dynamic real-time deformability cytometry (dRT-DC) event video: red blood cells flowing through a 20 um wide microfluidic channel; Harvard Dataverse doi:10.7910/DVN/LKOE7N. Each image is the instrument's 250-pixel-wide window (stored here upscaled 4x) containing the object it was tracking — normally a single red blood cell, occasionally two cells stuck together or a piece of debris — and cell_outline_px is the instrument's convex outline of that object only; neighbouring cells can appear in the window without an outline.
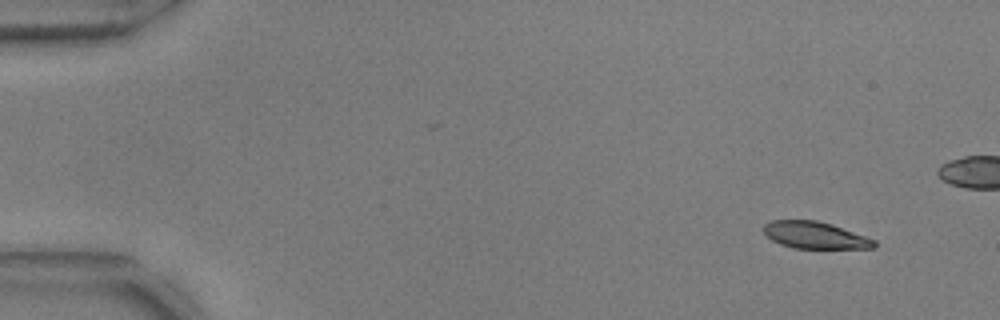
{"species": "common noctule bat (a hibernating species)", "species_latin": "Nyctalus noctula", "temperature_condition": "warm", "stored_images_in_passage": 55, "camera_frame_rate_fps": 3000, "um_per_image_px": 0.085, "animal": {"sex": "male", "body_mass_g": 17.9, "forearm_length_mm": 54.2}, "frame": {"image": 1, "passage_image": 4, "time_ms": 1.0, "image_size_px": [1000, 320], "cell_outline_px": [[876, 248], [792, 248], [780, 244], [772, 240], [764, 232], [764, 224], [772, 220], [816, 220], [832, 224], [876, 240]], "centroid_in_image_um": [69.28, 19.99], "position_along_channel_um": 15.7, "area_um2": 17.28}}
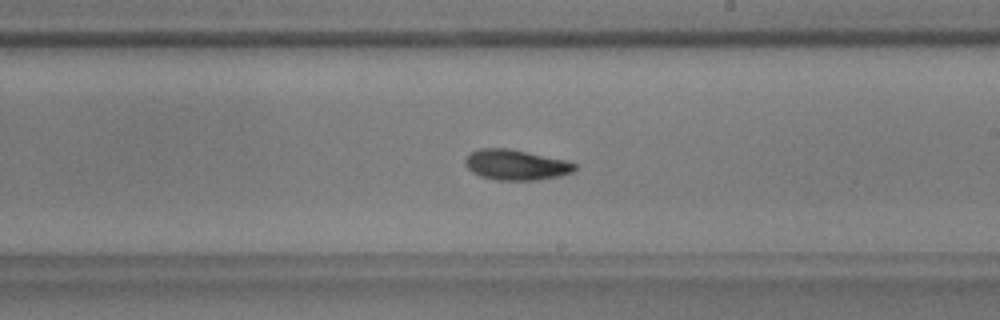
{"frame": {"image": 2, "passage_image": 32, "time_ms": 10.333, "image_size_px": [1000, 320], "cell_outline_px": [[576, 168], [572, 172], [560, 176], [536, 180], [496, 180], [480, 176], [472, 172], [464, 164], [464, 160], [472, 152], [480, 148], [508, 148], [564, 160], [576, 164]], "centroid_in_image_um": [43.83, 14.02], "position_along_channel_um": 245.2, "area_um2": 19.25}}
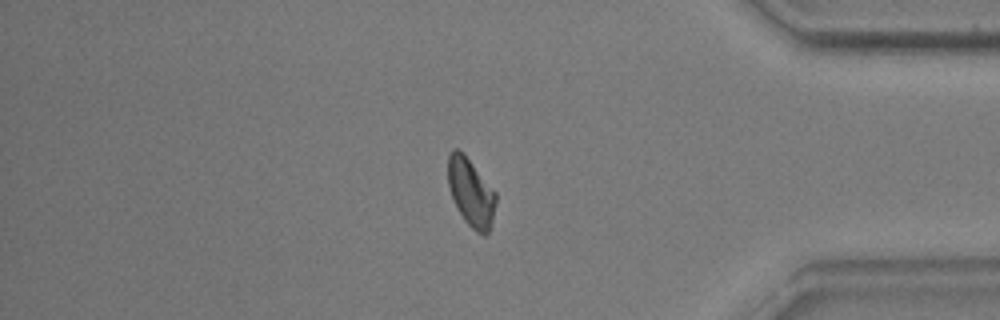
{"frame": {"image": 3, "passage_image": 46, "time_ms": 15.0, "image_size_px": [1000, 320], "cell_outline_px": [[496, 200], [492, 224], [488, 232], [484, 236], [476, 232], [464, 220], [456, 208], [448, 184], [448, 156], [452, 148], [456, 148], [464, 152], [496, 192]], "centroid_in_image_um": [40.03, 16.34], "position_along_channel_um": 395.2, "area_um2": 19.19}, "authors_computed_cell_mechanics": {"area_um2": 19.074, "velocity_mm_per_s": 3.7268, "shape_relaxation_time_tau1_ms": 4.5486, "shape_relaxation_time_tau2_ms": 4.6271, "deformation_change_tau1": 0.1421, "deformation_change_tau2": 0.1068}}